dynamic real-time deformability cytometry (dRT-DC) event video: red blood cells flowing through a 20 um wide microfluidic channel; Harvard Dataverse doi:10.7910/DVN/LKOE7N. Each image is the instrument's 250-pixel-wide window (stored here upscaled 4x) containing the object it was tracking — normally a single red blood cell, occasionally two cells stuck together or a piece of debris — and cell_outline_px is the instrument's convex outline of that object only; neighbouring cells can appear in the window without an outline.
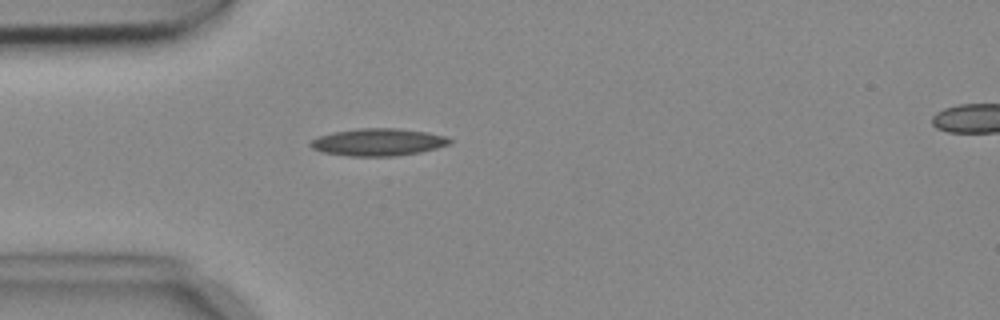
{"species": "common noctule bat (a hibernating species)", "species_latin": "Nyctalus noctula", "temperature_condition": "cold", "stored_images_in_passage": 5, "camera_frame_rate_fps": 3000, "um_per_image_px": 0.085, "animal": {"sex": "female", "body_mass_g": 18.4}, "frame": {"image": 1, "passage_image": 4, "time_ms": 1.0, "image_size_px": [1000, 320], "cell_outline_px": [[452, 140], [448, 144], [436, 148], [420, 152], [392, 156], [348, 156], [324, 152], [312, 148], [308, 144], [312, 140], [320, 136], [332, 132], [360, 128], [396, 128], [428, 132], [444, 136]], "centroid_in_image_um": [32.12, 12.08], "position_along_channel_um": 52.9, "area_um2": 21.96}}